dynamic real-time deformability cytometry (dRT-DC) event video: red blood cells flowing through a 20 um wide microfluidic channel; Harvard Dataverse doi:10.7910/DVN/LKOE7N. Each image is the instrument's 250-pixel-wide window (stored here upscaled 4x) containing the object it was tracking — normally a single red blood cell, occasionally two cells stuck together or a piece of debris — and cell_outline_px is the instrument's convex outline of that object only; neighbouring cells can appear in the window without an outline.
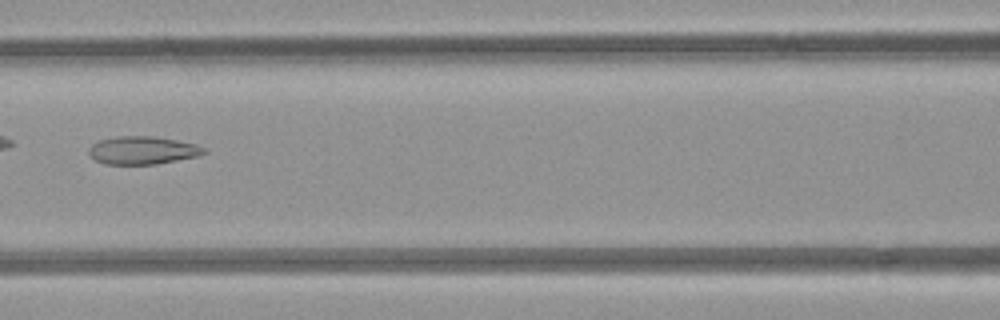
{"species": "common noctule bat (a hibernating species)", "species_latin": "Nyctalus noctula", "temperature_condition": "room temperature", "stored_images_in_passage": 6, "camera_frame_rate_fps": 3000, "um_per_image_px": 0.085, "animal": {"sex": "female", "body_mass_g": 21.9}, "frame": {"image": 1, "passage_image": 6, "time_ms": 6.667, "image_size_px": [1000, 320], "cell_outline_px": [[208, 152], [196, 156], [156, 164], [104, 164], [96, 160], [88, 152], [88, 148], [92, 144], [100, 140], [116, 136], [156, 136], [196, 144], [208, 148]], "centroid_in_image_um": [12.14, 12.77], "position_along_channel_um": 154.5, "area_um2": 18.79}}